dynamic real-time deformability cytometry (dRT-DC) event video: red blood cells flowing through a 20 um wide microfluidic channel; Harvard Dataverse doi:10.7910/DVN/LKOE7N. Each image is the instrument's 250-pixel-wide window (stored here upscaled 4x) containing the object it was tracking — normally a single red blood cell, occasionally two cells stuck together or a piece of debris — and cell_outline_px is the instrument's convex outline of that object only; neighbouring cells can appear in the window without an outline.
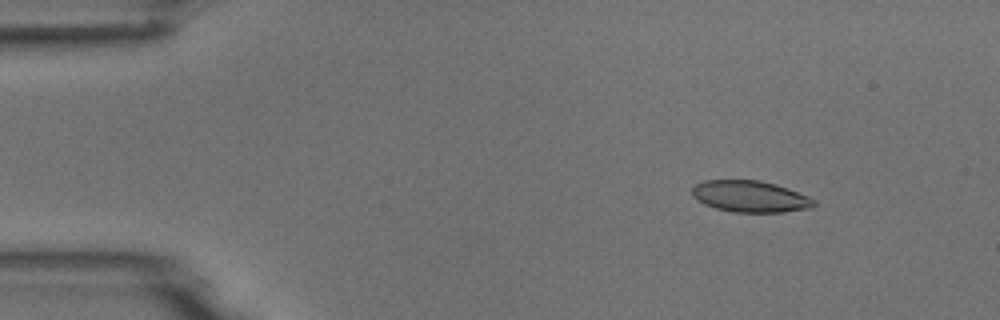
{"species": "common noctule bat (a hibernating species)", "species_latin": "Nyctalus noctula", "temperature_condition": "room temperature", "stored_images_in_passage": 4, "camera_frame_rate_fps": 3000, "um_per_image_px": 0.085, "animal": {"sex": "male", "body_mass_g": 18.8}, "frame": {"image": 1, "passage_image": 2, "time_ms": 1.333, "image_size_px": [1000, 320], "cell_outline_px": [[816, 204], [812, 208], [784, 212], [732, 212], [716, 208], [704, 204], [696, 200], [692, 196], [692, 188], [696, 184], [704, 180], [760, 180], [776, 184], [788, 188], [808, 196], [816, 200]], "centroid_in_image_um": [63.77, 16.7], "position_along_channel_um": 21.2, "area_um2": 22.54}}
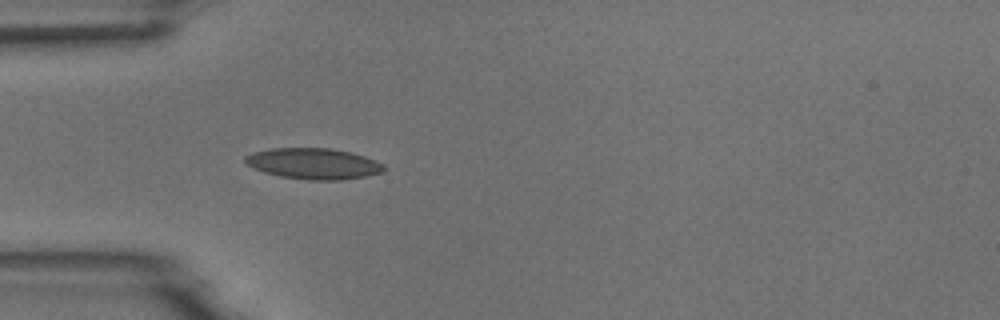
{"frame": {"image": 2, "passage_image": 4, "time_ms": 4.333, "image_size_px": [1000, 320], "cell_outline_px": [[388, 168], [384, 172], [364, 176], [340, 180], [308, 180], [280, 176], [264, 172], [252, 168], [244, 164], [244, 156], [252, 152], [272, 148], [332, 148], [352, 152], [376, 160], [384, 164]], "centroid_in_image_um": [26.65, 13.9], "position_along_channel_um": 58.4, "area_um2": 25.37}}